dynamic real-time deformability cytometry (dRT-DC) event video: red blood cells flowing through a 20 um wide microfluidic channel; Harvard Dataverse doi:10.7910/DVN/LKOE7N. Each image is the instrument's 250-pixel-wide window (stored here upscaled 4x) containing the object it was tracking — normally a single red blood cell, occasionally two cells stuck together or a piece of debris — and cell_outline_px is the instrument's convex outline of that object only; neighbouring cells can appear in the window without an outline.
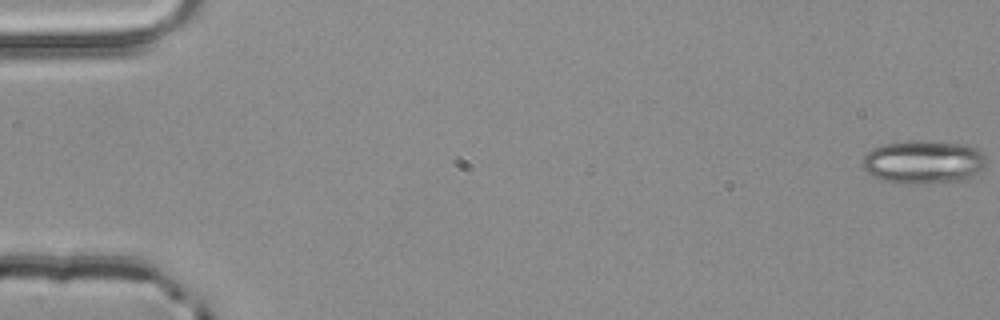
{"species": "common noctule bat (a hibernating species)", "species_latin": "Nyctalus noctula", "temperature_condition": "room temperature", "stored_images_in_passage": 5, "camera_frame_rate_fps": 3000, "um_per_image_px": 0.085, "animal": {"sex": "male", "body_mass_g": 20.4}, "frame": {"image": 1, "passage_image": 1, "time_ms": 0.0, "image_size_px": [1000, 320], "cell_outline_px": [[984, 164], [968, 180], [924, 184], [908, 184], [880, 180], [872, 176], [860, 164], [860, 160], [872, 148], [884, 144], [908, 140], [924, 140], [968, 144], [980, 148], [984, 152]], "centroid_in_image_um": [78.47, 13.76], "position_along_channel_um": 6.5, "area_um2": 31.91}}